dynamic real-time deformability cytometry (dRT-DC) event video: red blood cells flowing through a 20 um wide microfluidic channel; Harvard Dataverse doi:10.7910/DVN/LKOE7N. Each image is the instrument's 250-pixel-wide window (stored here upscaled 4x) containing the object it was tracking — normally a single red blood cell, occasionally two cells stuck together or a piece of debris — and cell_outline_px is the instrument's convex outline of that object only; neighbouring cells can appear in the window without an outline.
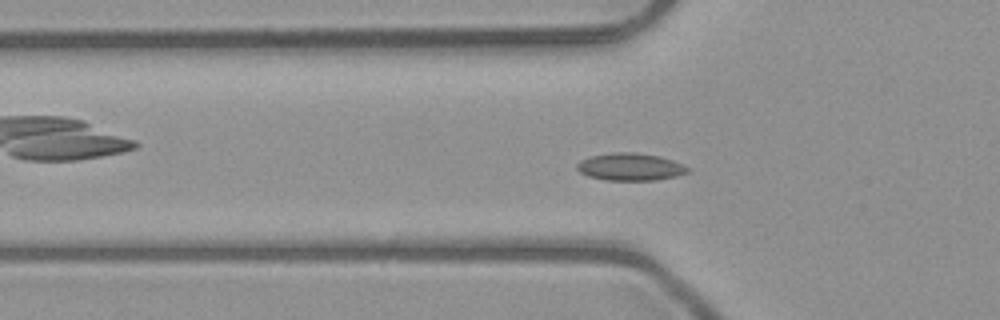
{"species": "common noctule bat (a hibernating species)", "species_latin": "Nyctalus noctula", "temperature_condition": "room temperature", "stored_images_in_passage": 46, "camera_frame_rate_fps": 3000, "um_per_image_px": 0.085, "animal": {"sex": "male", "body_mass_g": 23.1, "forearm_length_mm": 52.7}, "frame": {"image": 1, "passage_image": 11, "time_ms": 3.333, "image_size_px": [1000, 320], "cell_outline_px": [[688, 172], [676, 176], [656, 180], [604, 180], [588, 176], [580, 172], [576, 168], [576, 164], [580, 160], [592, 156], [612, 152], [636, 152], [660, 156], [672, 160], [688, 168]], "centroid_in_image_um": [53.53, 14.18], "position_along_channel_um": 72.3, "area_um2": 17.63}}
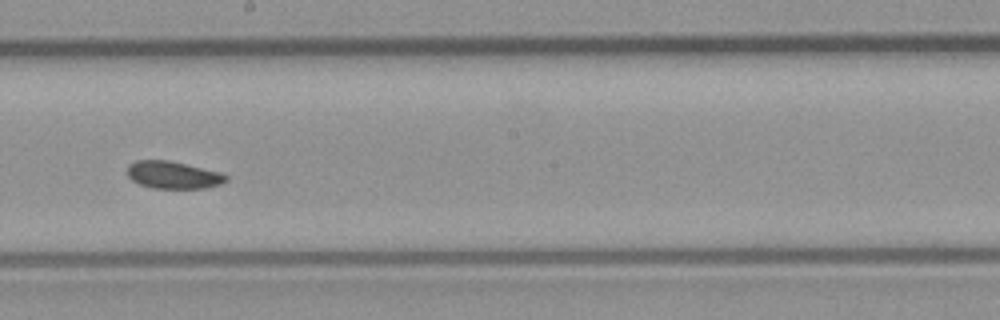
{"frame": {"image": 2, "passage_image": 23, "time_ms": 7.333, "image_size_px": [1000, 320], "cell_outline_px": [[228, 180], [220, 184], [204, 188], [152, 188], [140, 184], [132, 180], [128, 176], [128, 164], [136, 160], [168, 160], [224, 172], [228, 176]], "centroid_in_image_um": [14.75, 14.86], "position_along_channel_um": 233.4, "area_um2": 15.9}}
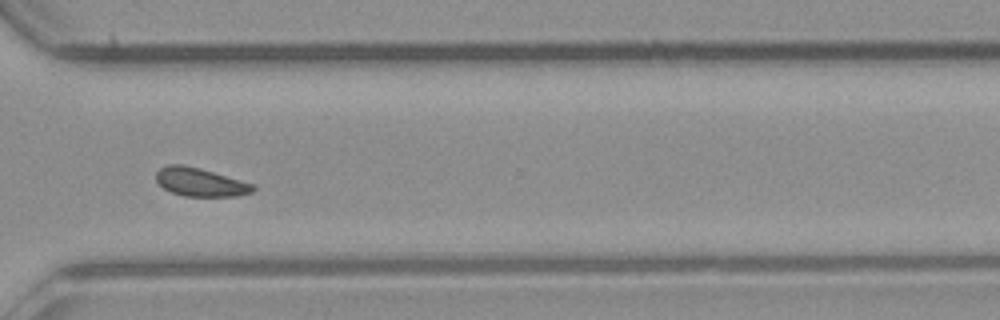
{"frame": {"image": 3, "passage_image": 32, "time_ms": 10.333, "image_size_px": [1000, 320], "cell_outline_px": [[256, 188], [252, 192], [236, 196], [184, 196], [172, 192], [164, 188], [156, 180], [156, 172], [160, 168], [168, 164], [184, 164], [200, 168], [256, 184]], "centroid_in_image_um": [17.05, 15.47], "position_along_channel_um": 353.6, "area_um2": 16.13}, "authors_computed_cell_mechanics": {"area_um2": 16.184, "velocity_mm_per_s": 4.0035, "shape_relaxation_time_tau1_ms": null, "shape_relaxation_time_tau2_ms": 3.9966, "deformation_change_tau1": null, "deformation_change_tau2": 0.0587}}